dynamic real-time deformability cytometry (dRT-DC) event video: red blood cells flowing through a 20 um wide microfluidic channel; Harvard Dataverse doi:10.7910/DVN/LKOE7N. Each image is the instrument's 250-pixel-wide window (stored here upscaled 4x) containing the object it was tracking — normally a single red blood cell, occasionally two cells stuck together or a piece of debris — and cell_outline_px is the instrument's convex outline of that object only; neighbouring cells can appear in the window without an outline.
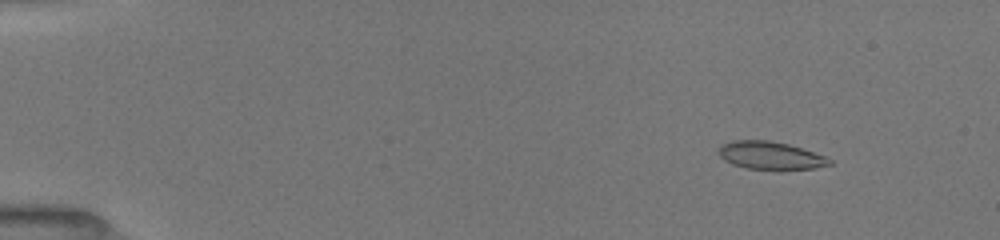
{"species": "common noctule bat (a hibernating species)", "species_latin": "Nyctalus noctula", "temperature_condition": "room temperature", "stored_images_in_passage": 17, "camera_frame_rate_fps": 3000, "um_per_image_px": 0.085, "animal": {"sex": "female", "body_mass_g": 19.5, "forearm_length_mm": 54.1}, "frame": {"image": 1, "passage_image": 3, "time_ms": 1.667, "image_size_px": [1000, 240], "cell_outline_px": [[832, 164], [816, 168], [780, 172], [748, 168], [732, 164], [724, 160], [720, 156], [720, 144], [732, 140], [772, 140], [788, 144], [824, 156], [832, 160]], "centroid_in_image_um": [65.5, 13.25], "position_along_channel_um": 19.5, "area_um2": 18.5}}
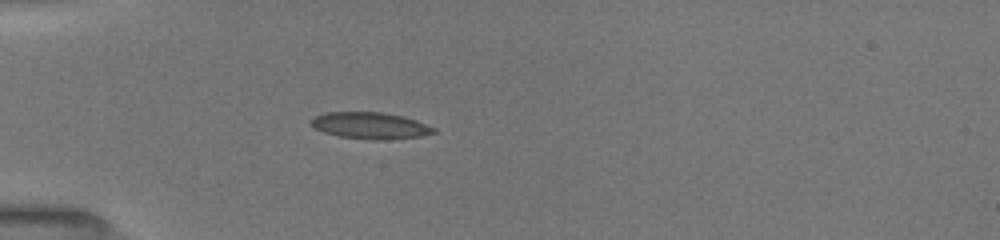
{"frame": {"image": 2, "passage_image": 11, "time_ms": 5.0, "image_size_px": [1000, 240], "cell_outline_px": [[436, 132], [420, 136], [376, 140], [340, 136], [324, 132], [308, 124], [308, 120], [312, 116], [324, 112], [384, 112], [416, 120], [436, 128]], "centroid_in_image_um": [31.4, 10.65], "position_along_channel_um": 53.6, "area_um2": 18.96}}
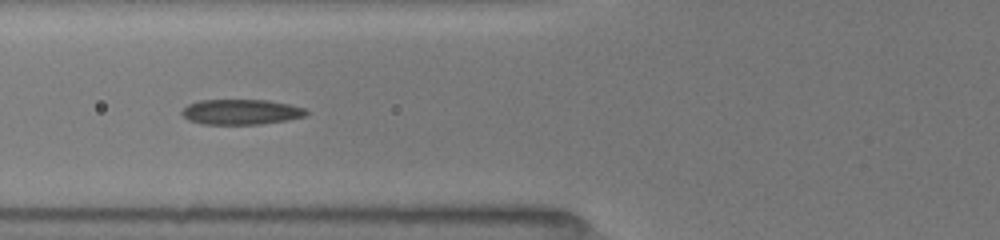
{"frame": {"image": 3, "passage_image": 15, "time_ms": 6.667, "image_size_px": [1000, 240], "cell_outline_px": [[308, 116], [288, 120], [260, 124], [200, 124], [188, 120], [180, 112], [188, 104], [200, 100], [268, 100], [288, 104], [304, 108], [308, 112]], "centroid_in_image_um": [20.49, 9.52], "position_along_channel_um": 105.3, "area_um2": 18.38}}